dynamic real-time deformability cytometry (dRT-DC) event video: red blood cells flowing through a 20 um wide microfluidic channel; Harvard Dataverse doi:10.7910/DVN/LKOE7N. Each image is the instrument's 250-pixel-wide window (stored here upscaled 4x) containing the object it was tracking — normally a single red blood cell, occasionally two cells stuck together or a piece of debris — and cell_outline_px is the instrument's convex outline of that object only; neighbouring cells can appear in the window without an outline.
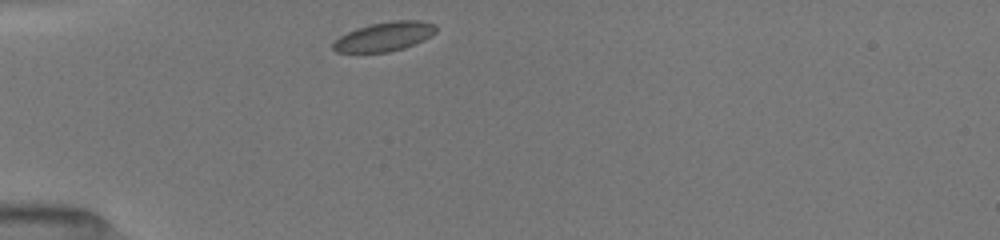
{"species": "common noctule bat (a hibernating species)", "species_latin": "Nyctalus noctula", "temperature_condition": "room temperature", "stored_images_in_passage": 10, "camera_frame_rate_fps": 3000, "um_per_image_px": 0.085, "animal": {"sex": "female", "body_mass_g": 19.5, "forearm_length_mm": 54.1}, "frame": {"image": 1, "passage_image": 1, "time_ms": 0.0, "image_size_px": [1000, 240], "cell_outline_px": [[436, 32], [432, 36], [424, 40], [404, 48], [388, 52], [336, 52], [332, 48], [332, 44], [340, 36], [356, 28], [372, 24], [392, 20], [420, 20], [436, 24]], "centroid_in_image_um": [32.7, 3.1], "position_along_channel_um": 52.3, "area_um2": 17.51}}
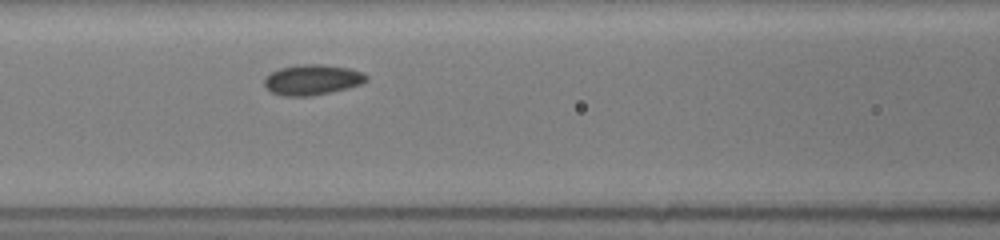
{"frame": {"image": 2, "passage_image": 7, "time_ms": 2.667, "image_size_px": [1000, 240], "cell_outline_px": [[368, 80], [364, 84], [348, 88], [312, 96], [280, 96], [272, 92], [264, 84], [264, 76], [280, 68], [300, 64], [320, 64], [348, 68], [364, 72], [368, 76]], "centroid_in_image_um": [26.57, 6.78], "position_along_channel_um": 140.0, "area_um2": 18.26}}
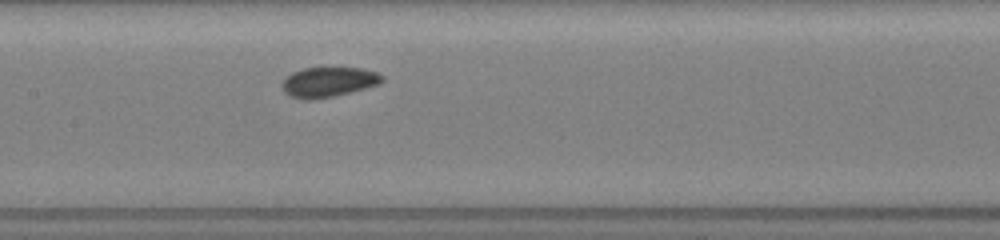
{"frame": {"image": 3, "passage_image": 10, "time_ms": 3.667, "image_size_px": [1000, 240], "cell_outline_px": [[384, 80], [380, 84], [332, 96], [312, 100], [308, 100], [288, 96], [280, 88], [280, 84], [284, 76], [292, 72], [304, 68], [324, 64], [364, 68], [376, 72], [384, 76]], "centroid_in_image_um": [27.87, 6.9], "position_along_channel_um": 179.5, "area_um2": 18.5}}